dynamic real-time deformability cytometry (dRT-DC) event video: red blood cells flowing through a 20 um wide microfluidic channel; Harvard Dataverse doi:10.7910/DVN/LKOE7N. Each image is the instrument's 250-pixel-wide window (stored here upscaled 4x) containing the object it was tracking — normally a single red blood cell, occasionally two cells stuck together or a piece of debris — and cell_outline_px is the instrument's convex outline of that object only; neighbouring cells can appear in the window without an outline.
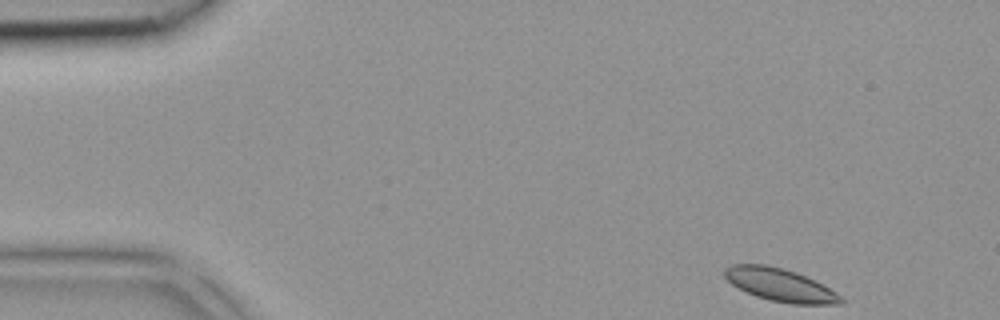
{"species": "common noctule bat (a hibernating species)", "species_latin": "Nyctalus noctula", "temperature_condition": "room temperature", "stored_images_in_passage": 39, "camera_frame_rate_fps": 3000, "um_per_image_px": 0.085, "animal": {"sex": "female", "body_mass_g": 18.4}, "frame": {"image": 1, "passage_image": 1, "time_ms": 0.0, "image_size_px": [1000, 320], "cell_outline_px": [[844, 304], [792, 304], [768, 300], [756, 296], [732, 284], [724, 276], [724, 268], [732, 264], [768, 264], [784, 268], [796, 272], [816, 280], [836, 292], [844, 300]], "centroid_in_image_um": [66.33, 24.21], "position_along_channel_um": 18.7, "area_um2": 22.37}}
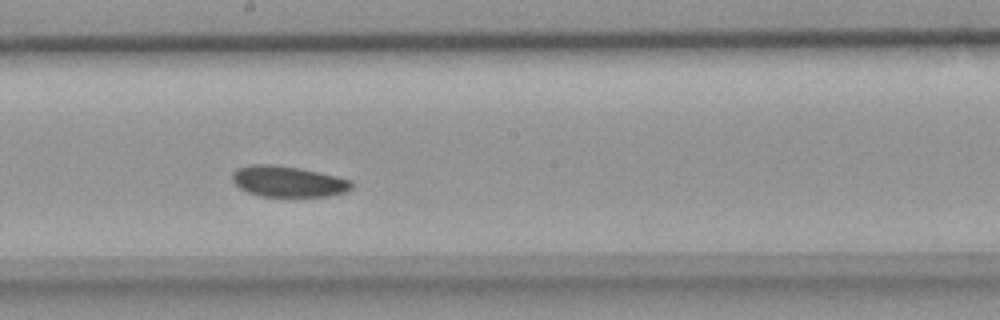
{"frame": {"image": 2, "passage_image": 20, "time_ms": 6.333, "image_size_px": [1000, 320], "cell_outline_px": [[352, 188], [344, 192], [328, 196], [260, 196], [248, 192], [240, 188], [232, 180], [232, 172], [236, 168], [252, 164], [272, 164], [300, 168], [336, 176], [352, 180]], "centroid_in_image_um": [24.46, 15.41], "position_along_channel_um": 223.7, "area_um2": 21.44}}
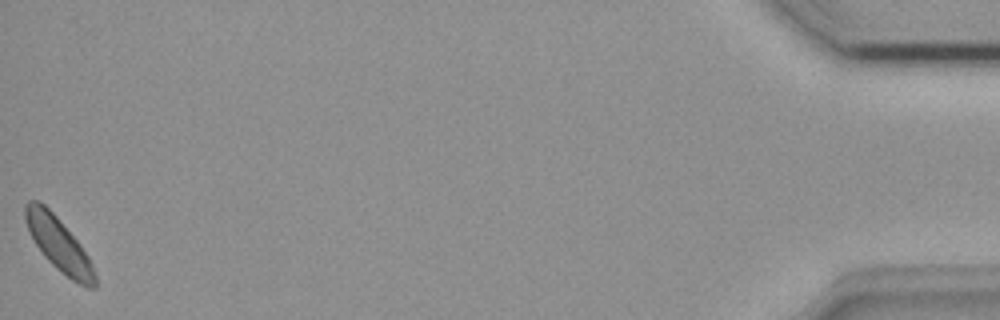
{"frame": {"image": 3, "passage_image": 39, "time_ms": 12.667, "image_size_px": [1000, 320], "cell_outline_px": [[96, 288], [88, 288], [72, 280], [56, 268], [44, 256], [36, 244], [24, 220], [24, 204], [28, 200], [40, 200], [56, 216], [80, 244], [88, 256], [92, 264], [96, 276]], "centroid_in_image_um": [4.99, 20.75], "position_along_channel_um": 430.2, "area_um2": 21.56}}